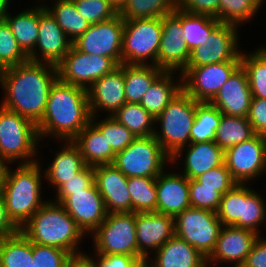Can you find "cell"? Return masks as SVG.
Returning a JSON list of instances; mask_svg holds the SVG:
<instances>
[{"mask_svg":"<svg viewBox=\"0 0 266 267\" xmlns=\"http://www.w3.org/2000/svg\"><path fill=\"white\" fill-rule=\"evenodd\" d=\"M58 79L57 66L28 60L0 70V85L5 91L1 106L37 124L43 117L48 96Z\"/></svg>","mask_w":266,"mask_h":267,"instance_id":"cell-1","label":"cell"},{"mask_svg":"<svg viewBox=\"0 0 266 267\" xmlns=\"http://www.w3.org/2000/svg\"><path fill=\"white\" fill-rule=\"evenodd\" d=\"M91 122L87 89L62 82L53 84L44 115L36 124L39 139L54 136L73 141Z\"/></svg>","mask_w":266,"mask_h":267,"instance_id":"cell-2","label":"cell"},{"mask_svg":"<svg viewBox=\"0 0 266 267\" xmlns=\"http://www.w3.org/2000/svg\"><path fill=\"white\" fill-rule=\"evenodd\" d=\"M20 231L32 243L57 247L71 254L80 252V240L85 235L64 207L53 200L45 201Z\"/></svg>","mask_w":266,"mask_h":267,"instance_id":"cell-3","label":"cell"},{"mask_svg":"<svg viewBox=\"0 0 266 267\" xmlns=\"http://www.w3.org/2000/svg\"><path fill=\"white\" fill-rule=\"evenodd\" d=\"M39 162L20 164L12 171L7 166L1 196L11 220L21 228L45 203L41 196Z\"/></svg>","mask_w":266,"mask_h":267,"instance_id":"cell-4","label":"cell"},{"mask_svg":"<svg viewBox=\"0 0 266 267\" xmlns=\"http://www.w3.org/2000/svg\"><path fill=\"white\" fill-rule=\"evenodd\" d=\"M39 140L34 122L0 105V156L8 164L16 160L20 164L37 162L33 157Z\"/></svg>","mask_w":266,"mask_h":267,"instance_id":"cell-5","label":"cell"},{"mask_svg":"<svg viewBox=\"0 0 266 267\" xmlns=\"http://www.w3.org/2000/svg\"><path fill=\"white\" fill-rule=\"evenodd\" d=\"M198 103L182 89L155 118V123L161 125L160 132L156 129L154 137L171 157L190 143Z\"/></svg>","mask_w":266,"mask_h":267,"instance_id":"cell-6","label":"cell"},{"mask_svg":"<svg viewBox=\"0 0 266 267\" xmlns=\"http://www.w3.org/2000/svg\"><path fill=\"white\" fill-rule=\"evenodd\" d=\"M161 33L162 17L124 20L122 64L157 66Z\"/></svg>","mask_w":266,"mask_h":267,"instance_id":"cell-7","label":"cell"},{"mask_svg":"<svg viewBox=\"0 0 266 267\" xmlns=\"http://www.w3.org/2000/svg\"><path fill=\"white\" fill-rule=\"evenodd\" d=\"M171 163V156L154 136L137 137L116 153L114 164L126 177H157Z\"/></svg>","mask_w":266,"mask_h":267,"instance_id":"cell-8","label":"cell"},{"mask_svg":"<svg viewBox=\"0 0 266 267\" xmlns=\"http://www.w3.org/2000/svg\"><path fill=\"white\" fill-rule=\"evenodd\" d=\"M97 254H124L138 258L135 213H107L106 219L91 233Z\"/></svg>","mask_w":266,"mask_h":267,"instance_id":"cell-9","label":"cell"},{"mask_svg":"<svg viewBox=\"0 0 266 267\" xmlns=\"http://www.w3.org/2000/svg\"><path fill=\"white\" fill-rule=\"evenodd\" d=\"M216 212L187 208L174 218L175 236L208 258L214 251L222 228Z\"/></svg>","mask_w":266,"mask_h":267,"instance_id":"cell-10","label":"cell"},{"mask_svg":"<svg viewBox=\"0 0 266 267\" xmlns=\"http://www.w3.org/2000/svg\"><path fill=\"white\" fill-rule=\"evenodd\" d=\"M240 65L241 60H231L200 67H185L179 72L182 89L195 101L210 103Z\"/></svg>","mask_w":266,"mask_h":267,"instance_id":"cell-11","label":"cell"},{"mask_svg":"<svg viewBox=\"0 0 266 267\" xmlns=\"http://www.w3.org/2000/svg\"><path fill=\"white\" fill-rule=\"evenodd\" d=\"M119 65L106 56L90 55L73 45L57 65L58 78L65 83L88 88L98 79L112 72Z\"/></svg>","mask_w":266,"mask_h":267,"instance_id":"cell-12","label":"cell"},{"mask_svg":"<svg viewBox=\"0 0 266 267\" xmlns=\"http://www.w3.org/2000/svg\"><path fill=\"white\" fill-rule=\"evenodd\" d=\"M224 163L236 183L247 184L259 177L266 171V136L255 134L228 148L224 151Z\"/></svg>","mask_w":266,"mask_h":267,"instance_id":"cell-13","label":"cell"},{"mask_svg":"<svg viewBox=\"0 0 266 267\" xmlns=\"http://www.w3.org/2000/svg\"><path fill=\"white\" fill-rule=\"evenodd\" d=\"M124 19L118 14L113 19L91 25L72 45L79 51L112 58L122 64Z\"/></svg>","mask_w":266,"mask_h":267,"instance_id":"cell-14","label":"cell"},{"mask_svg":"<svg viewBox=\"0 0 266 267\" xmlns=\"http://www.w3.org/2000/svg\"><path fill=\"white\" fill-rule=\"evenodd\" d=\"M237 25L220 23L208 36L206 45L191 50L186 67H200L223 61L241 60Z\"/></svg>","mask_w":266,"mask_h":267,"instance_id":"cell-15","label":"cell"},{"mask_svg":"<svg viewBox=\"0 0 266 267\" xmlns=\"http://www.w3.org/2000/svg\"><path fill=\"white\" fill-rule=\"evenodd\" d=\"M181 10L162 17V33L158 51L157 67L164 71H182L189 61L190 50L183 39Z\"/></svg>","mask_w":266,"mask_h":267,"instance_id":"cell-16","label":"cell"},{"mask_svg":"<svg viewBox=\"0 0 266 267\" xmlns=\"http://www.w3.org/2000/svg\"><path fill=\"white\" fill-rule=\"evenodd\" d=\"M72 41L60 28L55 18L40 4L39 33L34 50L28 55L33 62L50 63L57 66L68 54ZM41 58L39 57L37 51ZM43 58V59H42Z\"/></svg>","mask_w":266,"mask_h":267,"instance_id":"cell-17","label":"cell"},{"mask_svg":"<svg viewBox=\"0 0 266 267\" xmlns=\"http://www.w3.org/2000/svg\"><path fill=\"white\" fill-rule=\"evenodd\" d=\"M138 258L149 260L152 250L157 251L175 235L174 217L158 212L135 213ZM151 252H149V251Z\"/></svg>","mask_w":266,"mask_h":267,"instance_id":"cell-18","label":"cell"},{"mask_svg":"<svg viewBox=\"0 0 266 267\" xmlns=\"http://www.w3.org/2000/svg\"><path fill=\"white\" fill-rule=\"evenodd\" d=\"M61 205L87 235L105 219L107 211L95 182L83 191L71 192Z\"/></svg>","mask_w":266,"mask_h":267,"instance_id":"cell-19","label":"cell"},{"mask_svg":"<svg viewBox=\"0 0 266 267\" xmlns=\"http://www.w3.org/2000/svg\"><path fill=\"white\" fill-rule=\"evenodd\" d=\"M126 177L114 164L94 166V182L103 197L107 213H131Z\"/></svg>","mask_w":266,"mask_h":267,"instance_id":"cell-20","label":"cell"},{"mask_svg":"<svg viewBox=\"0 0 266 267\" xmlns=\"http://www.w3.org/2000/svg\"><path fill=\"white\" fill-rule=\"evenodd\" d=\"M87 92L91 116H98L100 110L113 116L126 103L124 64L95 81Z\"/></svg>","mask_w":266,"mask_h":267,"instance_id":"cell-21","label":"cell"},{"mask_svg":"<svg viewBox=\"0 0 266 267\" xmlns=\"http://www.w3.org/2000/svg\"><path fill=\"white\" fill-rule=\"evenodd\" d=\"M259 236L252 230L222 226L215 249L207 258V267L214 261L216 263L235 264L233 267H241Z\"/></svg>","mask_w":266,"mask_h":267,"instance_id":"cell-22","label":"cell"},{"mask_svg":"<svg viewBox=\"0 0 266 267\" xmlns=\"http://www.w3.org/2000/svg\"><path fill=\"white\" fill-rule=\"evenodd\" d=\"M251 99L248 76L246 70L240 65L210 103L216 106L222 114L247 117Z\"/></svg>","mask_w":266,"mask_h":267,"instance_id":"cell-23","label":"cell"},{"mask_svg":"<svg viewBox=\"0 0 266 267\" xmlns=\"http://www.w3.org/2000/svg\"><path fill=\"white\" fill-rule=\"evenodd\" d=\"M156 212L176 217L190 208L189 179L180 173L162 172L156 177Z\"/></svg>","mask_w":266,"mask_h":267,"instance_id":"cell-24","label":"cell"},{"mask_svg":"<svg viewBox=\"0 0 266 267\" xmlns=\"http://www.w3.org/2000/svg\"><path fill=\"white\" fill-rule=\"evenodd\" d=\"M185 148H180L172 157L171 163H175L177 158L186 150L183 158L184 171L182 172L188 179H195L210 169L216 168L224 163V151L215 143L208 141L202 143H189ZM188 147V148H187Z\"/></svg>","mask_w":266,"mask_h":267,"instance_id":"cell-25","label":"cell"},{"mask_svg":"<svg viewBox=\"0 0 266 267\" xmlns=\"http://www.w3.org/2000/svg\"><path fill=\"white\" fill-rule=\"evenodd\" d=\"M155 252V258L146 260L145 267H207V258L175 235Z\"/></svg>","mask_w":266,"mask_h":267,"instance_id":"cell-26","label":"cell"},{"mask_svg":"<svg viewBox=\"0 0 266 267\" xmlns=\"http://www.w3.org/2000/svg\"><path fill=\"white\" fill-rule=\"evenodd\" d=\"M63 146L62 150L55 153L43 177L56 190L86 166L79 147L73 141H66Z\"/></svg>","mask_w":266,"mask_h":267,"instance_id":"cell-27","label":"cell"},{"mask_svg":"<svg viewBox=\"0 0 266 267\" xmlns=\"http://www.w3.org/2000/svg\"><path fill=\"white\" fill-rule=\"evenodd\" d=\"M79 147L86 165L112 164L116 153L106 140V136L90 122L73 140Z\"/></svg>","mask_w":266,"mask_h":267,"instance_id":"cell-28","label":"cell"},{"mask_svg":"<svg viewBox=\"0 0 266 267\" xmlns=\"http://www.w3.org/2000/svg\"><path fill=\"white\" fill-rule=\"evenodd\" d=\"M175 71H164L140 101L141 106L156 118L182 90V77L175 83Z\"/></svg>","mask_w":266,"mask_h":267,"instance_id":"cell-29","label":"cell"},{"mask_svg":"<svg viewBox=\"0 0 266 267\" xmlns=\"http://www.w3.org/2000/svg\"><path fill=\"white\" fill-rule=\"evenodd\" d=\"M9 25L19 47L28 56L35 48L39 33L40 5L11 16L3 17Z\"/></svg>","mask_w":266,"mask_h":267,"instance_id":"cell-30","label":"cell"},{"mask_svg":"<svg viewBox=\"0 0 266 267\" xmlns=\"http://www.w3.org/2000/svg\"><path fill=\"white\" fill-rule=\"evenodd\" d=\"M164 72L156 65L124 64L125 97L127 103H140L153 82Z\"/></svg>","mask_w":266,"mask_h":267,"instance_id":"cell-31","label":"cell"},{"mask_svg":"<svg viewBox=\"0 0 266 267\" xmlns=\"http://www.w3.org/2000/svg\"><path fill=\"white\" fill-rule=\"evenodd\" d=\"M0 267H33V243L21 231L0 240Z\"/></svg>","mask_w":266,"mask_h":267,"instance_id":"cell-32","label":"cell"},{"mask_svg":"<svg viewBox=\"0 0 266 267\" xmlns=\"http://www.w3.org/2000/svg\"><path fill=\"white\" fill-rule=\"evenodd\" d=\"M53 7L44 5L72 43L91 26L78 12L73 0H55Z\"/></svg>","mask_w":266,"mask_h":267,"instance_id":"cell-33","label":"cell"},{"mask_svg":"<svg viewBox=\"0 0 266 267\" xmlns=\"http://www.w3.org/2000/svg\"><path fill=\"white\" fill-rule=\"evenodd\" d=\"M255 135L247 117L222 114L216 130L215 143L223 150L235 146Z\"/></svg>","mask_w":266,"mask_h":267,"instance_id":"cell-34","label":"cell"},{"mask_svg":"<svg viewBox=\"0 0 266 267\" xmlns=\"http://www.w3.org/2000/svg\"><path fill=\"white\" fill-rule=\"evenodd\" d=\"M220 23L214 17L181 10V27L185 33L182 37L190 51L197 46H205L208 36Z\"/></svg>","mask_w":266,"mask_h":267,"instance_id":"cell-35","label":"cell"},{"mask_svg":"<svg viewBox=\"0 0 266 267\" xmlns=\"http://www.w3.org/2000/svg\"><path fill=\"white\" fill-rule=\"evenodd\" d=\"M221 117L222 112L216 106L209 102H199L191 127L190 143L215 141L216 130Z\"/></svg>","mask_w":266,"mask_h":267,"instance_id":"cell-36","label":"cell"},{"mask_svg":"<svg viewBox=\"0 0 266 267\" xmlns=\"http://www.w3.org/2000/svg\"><path fill=\"white\" fill-rule=\"evenodd\" d=\"M127 188L131 199V212H156V177H128Z\"/></svg>","mask_w":266,"mask_h":267,"instance_id":"cell-37","label":"cell"},{"mask_svg":"<svg viewBox=\"0 0 266 267\" xmlns=\"http://www.w3.org/2000/svg\"><path fill=\"white\" fill-rule=\"evenodd\" d=\"M113 117L137 137L154 136L155 118L140 103H125Z\"/></svg>","mask_w":266,"mask_h":267,"instance_id":"cell-38","label":"cell"},{"mask_svg":"<svg viewBox=\"0 0 266 267\" xmlns=\"http://www.w3.org/2000/svg\"><path fill=\"white\" fill-rule=\"evenodd\" d=\"M241 65L246 70L252 98L266 99V47L242 53Z\"/></svg>","mask_w":266,"mask_h":267,"instance_id":"cell-39","label":"cell"},{"mask_svg":"<svg viewBox=\"0 0 266 267\" xmlns=\"http://www.w3.org/2000/svg\"><path fill=\"white\" fill-rule=\"evenodd\" d=\"M177 8V0H128L119 15L124 20L163 17Z\"/></svg>","mask_w":266,"mask_h":267,"instance_id":"cell-40","label":"cell"},{"mask_svg":"<svg viewBox=\"0 0 266 267\" xmlns=\"http://www.w3.org/2000/svg\"><path fill=\"white\" fill-rule=\"evenodd\" d=\"M242 184V209L240 228L252 230L259 235V227L266 220V205L261 194Z\"/></svg>","mask_w":266,"mask_h":267,"instance_id":"cell-41","label":"cell"},{"mask_svg":"<svg viewBox=\"0 0 266 267\" xmlns=\"http://www.w3.org/2000/svg\"><path fill=\"white\" fill-rule=\"evenodd\" d=\"M264 0H219V21L233 25L249 22Z\"/></svg>","mask_w":266,"mask_h":267,"instance_id":"cell-42","label":"cell"},{"mask_svg":"<svg viewBox=\"0 0 266 267\" xmlns=\"http://www.w3.org/2000/svg\"><path fill=\"white\" fill-rule=\"evenodd\" d=\"M95 119H97L96 116H91V122L106 136V140L115 153L123 151L137 138L136 135L113 116L109 115L97 122Z\"/></svg>","mask_w":266,"mask_h":267,"instance_id":"cell-43","label":"cell"},{"mask_svg":"<svg viewBox=\"0 0 266 267\" xmlns=\"http://www.w3.org/2000/svg\"><path fill=\"white\" fill-rule=\"evenodd\" d=\"M28 60L7 22L0 19V70L20 65Z\"/></svg>","mask_w":266,"mask_h":267,"instance_id":"cell-44","label":"cell"},{"mask_svg":"<svg viewBox=\"0 0 266 267\" xmlns=\"http://www.w3.org/2000/svg\"><path fill=\"white\" fill-rule=\"evenodd\" d=\"M242 209V184L236 183L229 191L222 195L216 215L223 226L240 228Z\"/></svg>","mask_w":266,"mask_h":267,"instance_id":"cell-45","label":"cell"},{"mask_svg":"<svg viewBox=\"0 0 266 267\" xmlns=\"http://www.w3.org/2000/svg\"><path fill=\"white\" fill-rule=\"evenodd\" d=\"M79 14L90 25L113 19L119 14L109 0H73Z\"/></svg>","mask_w":266,"mask_h":267,"instance_id":"cell-46","label":"cell"},{"mask_svg":"<svg viewBox=\"0 0 266 267\" xmlns=\"http://www.w3.org/2000/svg\"><path fill=\"white\" fill-rule=\"evenodd\" d=\"M189 197L191 207L216 212L222 194L216 188L201 187L196 179H189Z\"/></svg>","mask_w":266,"mask_h":267,"instance_id":"cell-47","label":"cell"},{"mask_svg":"<svg viewBox=\"0 0 266 267\" xmlns=\"http://www.w3.org/2000/svg\"><path fill=\"white\" fill-rule=\"evenodd\" d=\"M71 255L66 250L33 243V267H65Z\"/></svg>","mask_w":266,"mask_h":267,"instance_id":"cell-48","label":"cell"},{"mask_svg":"<svg viewBox=\"0 0 266 267\" xmlns=\"http://www.w3.org/2000/svg\"><path fill=\"white\" fill-rule=\"evenodd\" d=\"M94 183V166L86 165L73 178L63 183L56 191L54 202L61 204L71 192L83 191Z\"/></svg>","mask_w":266,"mask_h":267,"instance_id":"cell-49","label":"cell"},{"mask_svg":"<svg viewBox=\"0 0 266 267\" xmlns=\"http://www.w3.org/2000/svg\"><path fill=\"white\" fill-rule=\"evenodd\" d=\"M195 179L201 184V187L216 188L222 195L236 184L225 163L204 172Z\"/></svg>","mask_w":266,"mask_h":267,"instance_id":"cell-50","label":"cell"},{"mask_svg":"<svg viewBox=\"0 0 266 267\" xmlns=\"http://www.w3.org/2000/svg\"><path fill=\"white\" fill-rule=\"evenodd\" d=\"M95 255L96 259L92 258L94 267H145L143 259L131 255H101L97 253Z\"/></svg>","mask_w":266,"mask_h":267,"instance_id":"cell-51","label":"cell"},{"mask_svg":"<svg viewBox=\"0 0 266 267\" xmlns=\"http://www.w3.org/2000/svg\"><path fill=\"white\" fill-rule=\"evenodd\" d=\"M177 8L189 13L208 15L219 20V0H177Z\"/></svg>","mask_w":266,"mask_h":267,"instance_id":"cell-52","label":"cell"},{"mask_svg":"<svg viewBox=\"0 0 266 267\" xmlns=\"http://www.w3.org/2000/svg\"><path fill=\"white\" fill-rule=\"evenodd\" d=\"M247 118L255 134L266 136V99L252 98Z\"/></svg>","mask_w":266,"mask_h":267,"instance_id":"cell-53","label":"cell"},{"mask_svg":"<svg viewBox=\"0 0 266 267\" xmlns=\"http://www.w3.org/2000/svg\"><path fill=\"white\" fill-rule=\"evenodd\" d=\"M241 267H266V238L258 237Z\"/></svg>","mask_w":266,"mask_h":267,"instance_id":"cell-54","label":"cell"},{"mask_svg":"<svg viewBox=\"0 0 266 267\" xmlns=\"http://www.w3.org/2000/svg\"><path fill=\"white\" fill-rule=\"evenodd\" d=\"M20 232V228L11 220L6 209L5 201L0 196V240Z\"/></svg>","mask_w":266,"mask_h":267,"instance_id":"cell-55","label":"cell"},{"mask_svg":"<svg viewBox=\"0 0 266 267\" xmlns=\"http://www.w3.org/2000/svg\"><path fill=\"white\" fill-rule=\"evenodd\" d=\"M65 267H94L93 259L82 252L71 254Z\"/></svg>","mask_w":266,"mask_h":267,"instance_id":"cell-56","label":"cell"},{"mask_svg":"<svg viewBox=\"0 0 266 267\" xmlns=\"http://www.w3.org/2000/svg\"><path fill=\"white\" fill-rule=\"evenodd\" d=\"M10 3V0H0V19H3V17L8 13V5Z\"/></svg>","mask_w":266,"mask_h":267,"instance_id":"cell-57","label":"cell"},{"mask_svg":"<svg viewBox=\"0 0 266 267\" xmlns=\"http://www.w3.org/2000/svg\"><path fill=\"white\" fill-rule=\"evenodd\" d=\"M8 163L0 156V180H3Z\"/></svg>","mask_w":266,"mask_h":267,"instance_id":"cell-58","label":"cell"},{"mask_svg":"<svg viewBox=\"0 0 266 267\" xmlns=\"http://www.w3.org/2000/svg\"><path fill=\"white\" fill-rule=\"evenodd\" d=\"M109 1L119 12L128 0H109Z\"/></svg>","mask_w":266,"mask_h":267,"instance_id":"cell-59","label":"cell"},{"mask_svg":"<svg viewBox=\"0 0 266 267\" xmlns=\"http://www.w3.org/2000/svg\"><path fill=\"white\" fill-rule=\"evenodd\" d=\"M1 190H2V180H0V196H1Z\"/></svg>","mask_w":266,"mask_h":267,"instance_id":"cell-60","label":"cell"}]
</instances>
